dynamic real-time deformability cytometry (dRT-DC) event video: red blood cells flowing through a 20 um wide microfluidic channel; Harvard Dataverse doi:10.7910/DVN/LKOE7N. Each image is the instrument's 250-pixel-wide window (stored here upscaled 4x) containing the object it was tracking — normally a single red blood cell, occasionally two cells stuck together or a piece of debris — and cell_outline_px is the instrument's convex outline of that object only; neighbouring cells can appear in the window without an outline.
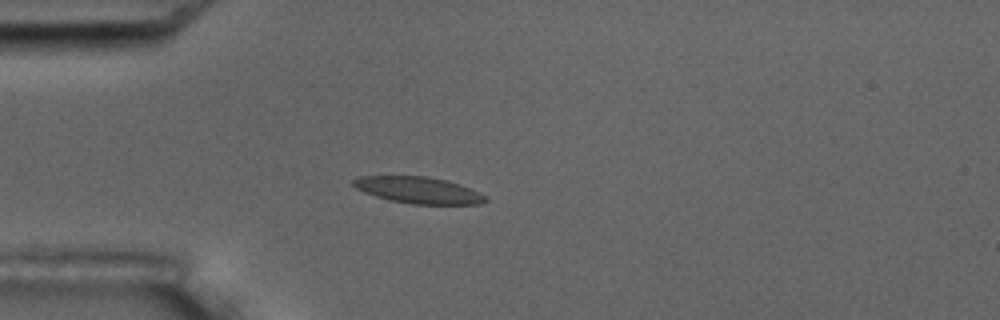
{"species": "common noctule bat (a hibernating species)", "species_latin": "Nyctalus noctula", "temperature_condition": "room temperature", "stored_images_in_passage": 10, "camera_frame_rate_fps": 3000, "um_per_image_px": 0.085, "animal": {"sex": "male", "body_mass_g": 17.5, "forearm_length_mm": 52.3}, "frame": {"image": 1, "passage_image": 4, "time_ms": 3.667, "image_size_px": [1000, 320], "cell_outline_px": [[488, 200], [480, 204], [412, 204], [388, 200], [364, 192], [348, 184], [352, 180], [360, 176], [428, 176], [460, 184], [488, 196]], "centroid_in_image_um": [35.54, 16.16], "position_along_channel_um": 49.5, "area_um2": 20.58}}
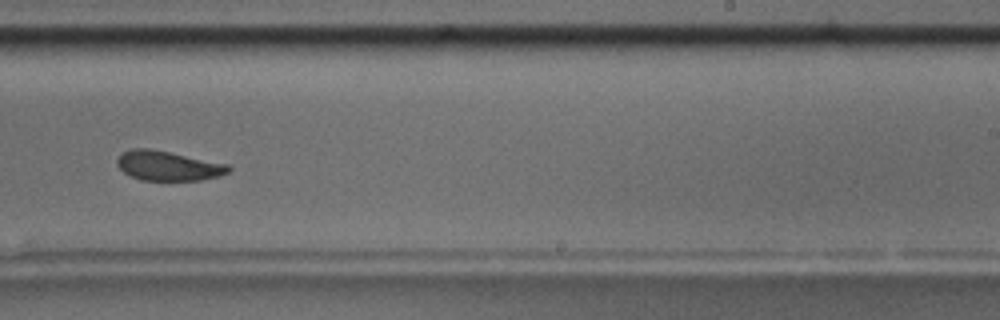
{"frame": {"image": 2, "passage_image": 10, "time_ms": 10.333, "image_size_px": [1000, 320], "cell_outline_px": [[232, 168], [228, 172], [220, 176], [200, 180], [140, 180], [124, 172], [116, 164], [116, 160], [124, 152], [132, 148], [152, 148], [228, 164]], "centroid_in_image_um": [14.3, 14.08], "position_along_channel_um": 274.7, "area_um2": 19.25}}